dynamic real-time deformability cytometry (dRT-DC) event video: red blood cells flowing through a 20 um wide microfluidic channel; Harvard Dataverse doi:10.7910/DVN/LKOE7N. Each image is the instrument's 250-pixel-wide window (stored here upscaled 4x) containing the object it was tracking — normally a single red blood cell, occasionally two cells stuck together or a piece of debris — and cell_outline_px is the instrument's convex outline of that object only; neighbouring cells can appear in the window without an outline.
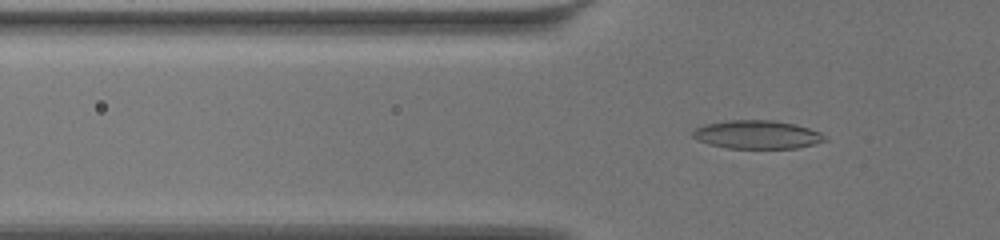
{"species": "common noctule bat (a hibernating species)", "species_latin": "Nyctalus noctula", "temperature_condition": "warm", "stored_images_in_passage": 61, "camera_frame_rate_fps": 3000, "um_per_image_px": 0.085, "animal": {"sex": "female", "body_mass_g": 19.5, "forearm_length_mm": 54.1}, "frame": {"image": 1, "passage_image": 21, "time_ms": 6.667, "image_size_px": [1000, 240], "cell_outline_px": [[828, 140], [796, 148], [728, 148], [708, 144], [692, 136], [692, 132], [696, 128], [704, 124], [724, 120], [772, 120], [796, 124], [820, 132], [828, 136]], "centroid_in_image_um": [64.37, 11.43], "position_along_channel_um": 61.4, "area_um2": 21.91}}
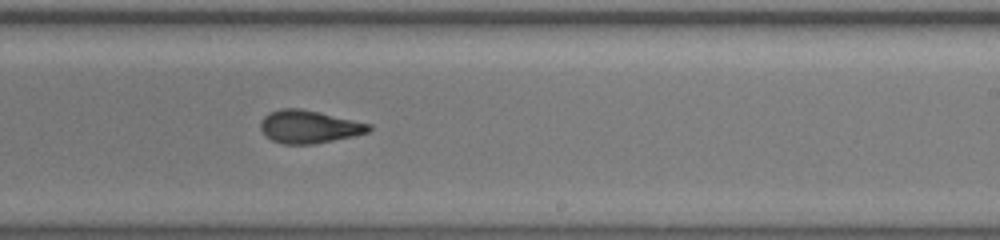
{"frame": {"image": 2, "passage_image": 39, "time_ms": 12.667, "image_size_px": [1000, 240], "cell_outline_px": [[372, 128], [368, 132], [352, 136], [312, 144], [284, 144], [272, 140], [264, 136], [260, 128], [260, 120], [268, 112], [280, 108], [300, 108], [372, 124]], "centroid_in_image_um": [26.21, 10.76], "position_along_channel_um": 262.8, "area_um2": 20.75}}
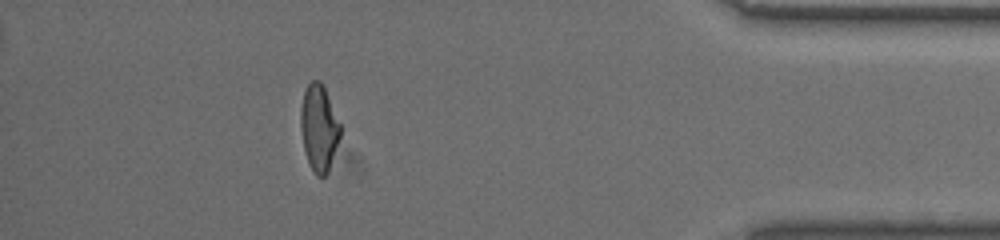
{"frame": {"image": 3, "passage_image": 55, "time_ms": 18.0, "image_size_px": [1000, 240], "cell_outline_px": [[340, 136], [328, 172], [324, 176], [316, 176], [312, 172], [308, 164], [304, 148], [300, 128], [300, 108], [304, 92], [308, 84], [312, 80], [320, 80], [324, 88], [340, 124]], "centroid_in_image_um": [27.09, 10.9], "position_along_channel_um": 408.1, "area_um2": 19.83}, "authors_computed_cell_mechanics": {"area_um2": 20.9236, "velocity_mm_per_s": 3.4853, "shape_relaxation_time_tau1_ms": null, "shape_relaxation_time_tau2_ms": 1.7768, "deformation_change_tau1": null, "deformation_change_tau2": 0.0856}}